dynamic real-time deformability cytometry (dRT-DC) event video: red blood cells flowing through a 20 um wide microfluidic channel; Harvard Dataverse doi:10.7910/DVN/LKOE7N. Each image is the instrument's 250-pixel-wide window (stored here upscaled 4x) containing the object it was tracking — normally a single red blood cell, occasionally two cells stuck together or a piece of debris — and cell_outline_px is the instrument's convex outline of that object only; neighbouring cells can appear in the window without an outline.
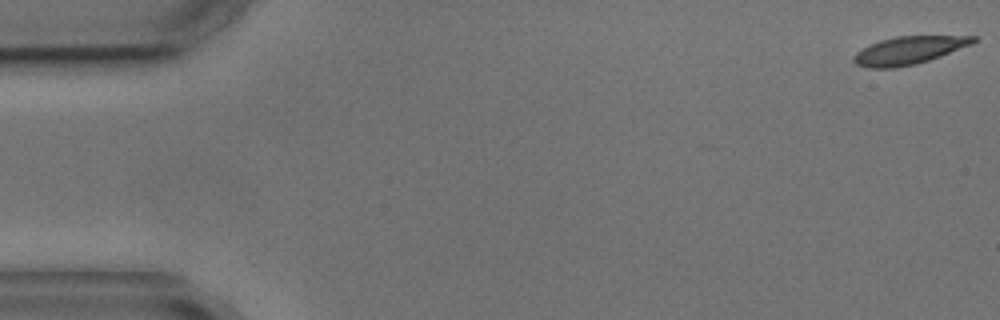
{"species": "common noctule bat (a hibernating species)", "species_latin": "Nyctalus noctula", "temperature_condition": "cold", "stored_images_in_passage": 4, "segment_of_instrument_passage": [2, 2], "camera_frame_rate_fps": 3000, "um_per_image_px": 0.085, "animal": {"sex": "male", "body_mass_g": 17.9, "forearm_length_mm": 54.2}, "frame": {"image": 1, "passage_image": 4, "time_ms": 3.667, "image_size_px": [1000, 320], "cell_outline_px": [[976, 40], [972, 44], [940, 56], [916, 64], [896, 68], [868, 68], [856, 64], [852, 60], [852, 56], [856, 52], [880, 40], [896, 36], [976, 36]], "centroid_in_image_um": [77.22, 4.29], "position_along_channel_um": 7.8, "area_um2": 19.25}}